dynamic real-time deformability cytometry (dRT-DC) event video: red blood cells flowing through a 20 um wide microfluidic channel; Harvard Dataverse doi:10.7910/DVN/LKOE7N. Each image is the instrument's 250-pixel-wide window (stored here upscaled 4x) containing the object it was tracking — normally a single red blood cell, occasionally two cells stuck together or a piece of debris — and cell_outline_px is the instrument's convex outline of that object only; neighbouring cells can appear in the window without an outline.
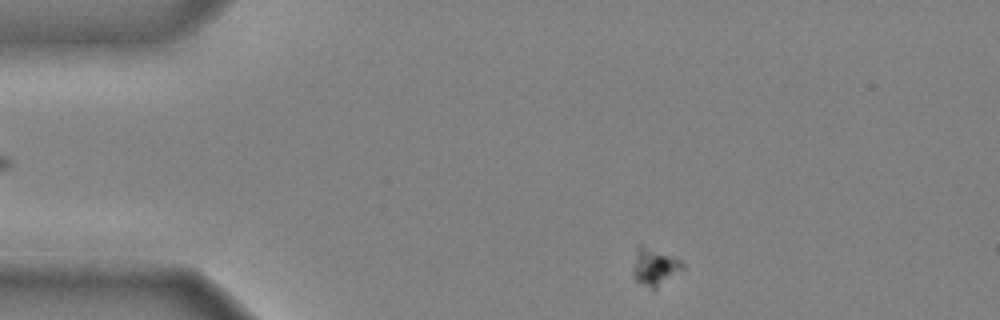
{"species": "common noctule bat (a hibernating species)", "species_latin": "Nyctalus noctula", "temperature_condition": "cold", "stored_images_in_passage": 43, "camera_frame_rate_fps": 3000, "um_per_image_px": 0.085, "animal": {"sex": "male", "body_mass_g": 20.4}, "frame": {"image": 1, "passage_image": 2, "time_ms": 0.333, "image_size_px": [1000, 320], "cell_outline_px": [[684, 268], [656, 288], [652, 288], [636, 280], [632, 276], [632, 272], [636, 244], [640, 244], [680, 260], [684, 264]], "centroid_in_image_um": [55.59, 22.65], "position_along_channel_um": 29.4, "area_um2": 10.52}}
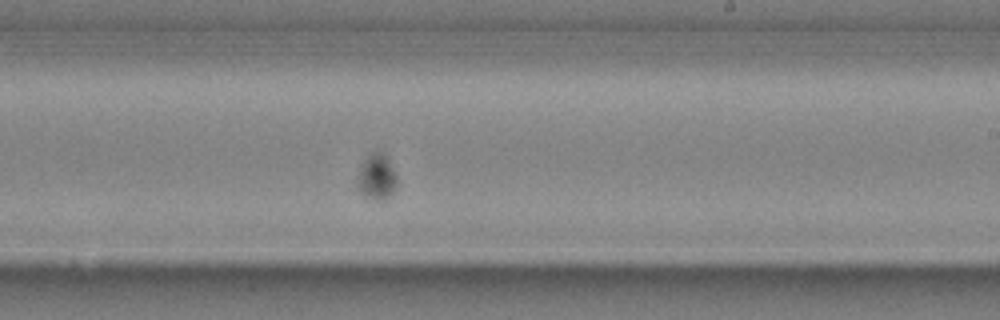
{"frame": {"image": 2, "passage_image": 24, "time_ms": 7.667, "image_size_px": [1000, 320], "cell_outline_px": [[396, 188], [384, 200], [376, 200], [364, 196], [356, 188], [356, 184], [364, 160], [372, 152], [380, 152], [388, 156], [396, 176]], "centroid_in_image_um": [32.02, 15.06], "position_along_channel_um": 257.0, "area_um2": 10.4}}
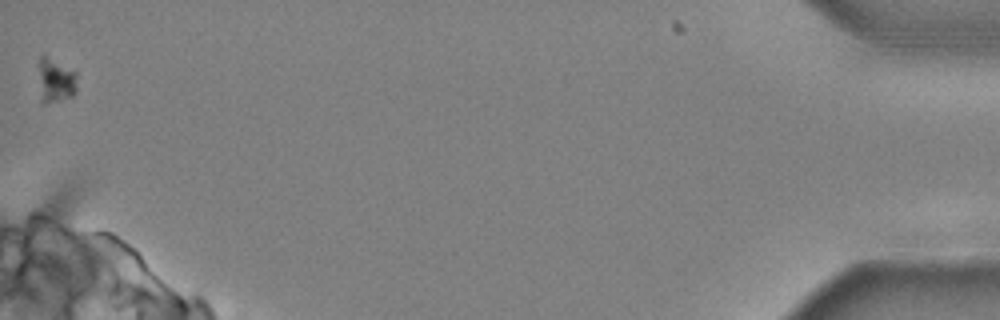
{"frame": {"image": 3, "passage_image": 43, "time_ms": 14.0, "image_size_px": [1000, 320], "cell_outline_px": [[76, 92], [72, 96], [44, 104], [40, 104], [40, 56], [44, 52], [76, 72]], "centroid_in_image_um": [4.72, 6.81], "position_along_channel_um": 430.5, "area_um2": 10.06}}